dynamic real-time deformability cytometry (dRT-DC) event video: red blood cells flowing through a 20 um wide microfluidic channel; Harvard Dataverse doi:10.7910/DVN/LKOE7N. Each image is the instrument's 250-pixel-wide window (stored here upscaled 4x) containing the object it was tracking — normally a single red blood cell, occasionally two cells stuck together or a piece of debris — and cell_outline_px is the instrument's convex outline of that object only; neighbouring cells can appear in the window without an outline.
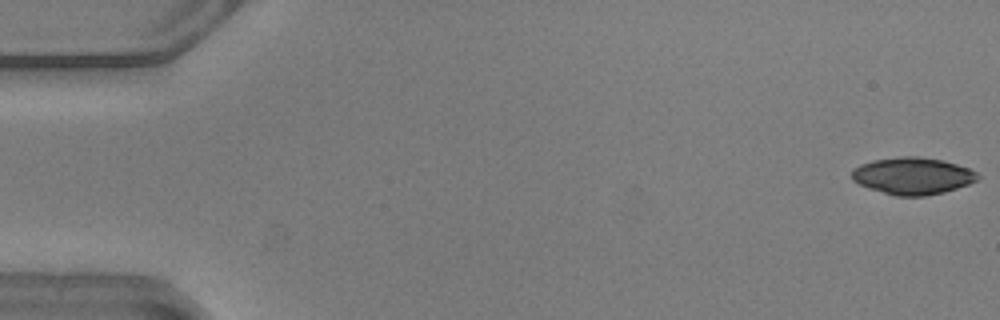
{"species": "common noctule bat (a hibernating species)", "species_latin": "Nyctalus noctula", "temperature_condition": "warm", "stored_images_in_passage": 15, "camera_frame_rate_fps": 3000, "um_per_image_px": 0.085, "animal": {"sex": "male", "body_mass_g": 20.5, "forearm_length_mm": 52.5}, "frame": {"image": 1, "passage_image": 1, "time_ms": 0.0, "image_size_px": [1000, 320], "cell_outline_px": [[980, 176], [976, 180], [968, 184], [944, 192], [924, 196], [896, 196], [868, 188], [852, 180], [852, 168], [860, 164], [872, 160], [900, 156], [916, 156], [940, 160], [956, 164], [968, 168], [976, 172]], "centroid_in_image_um": [77.54, 14.95], "position_along_channel_um": 7.5, "area_um2": 27.05}}